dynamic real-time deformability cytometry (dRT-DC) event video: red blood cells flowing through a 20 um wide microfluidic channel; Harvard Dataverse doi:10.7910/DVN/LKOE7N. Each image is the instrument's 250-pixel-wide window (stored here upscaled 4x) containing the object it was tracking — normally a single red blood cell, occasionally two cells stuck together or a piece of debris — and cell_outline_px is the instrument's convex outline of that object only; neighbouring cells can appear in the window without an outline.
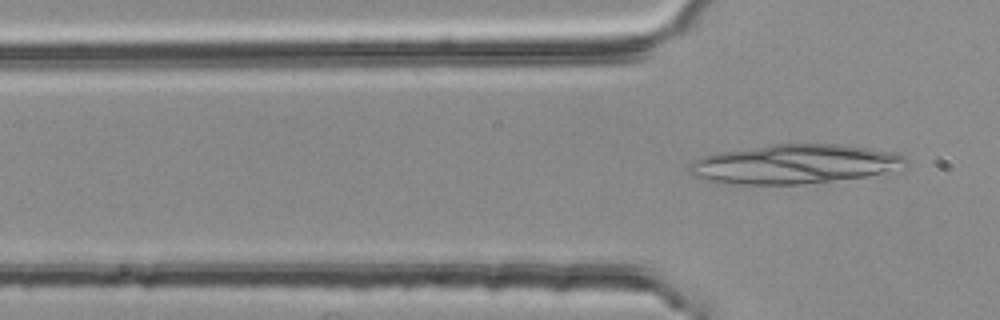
{"species": "common noctule bat (a hibernating species)", "species_latin": "Nyctalus noctula", "temperature_condition": "room temperature", "stored_images_in_passage": 4, "camera_frame_rate_fps": 3000, "um_per_image_px": 0.085, "animal": {"sex": "female", "body_mass_g": 25.1}, "frame": {"image": 1, "passage_image": 4, "time_ms": 1.0, "image_size_px": [1000, 320], "cell_outline_px": [[908, 164], [888, 176], [800, 184], [744, 184], [704, 180], [692, 176], [688, 172], [688, 168], [700, 156], [716, 152], [772, 144], [840, 144], [896, 152], [904, 156], [908, 160]], "centroid_in_image_um": [67.68, 13.96], "position_along_channel_um": 58.1, "area_um2": 50.69}}